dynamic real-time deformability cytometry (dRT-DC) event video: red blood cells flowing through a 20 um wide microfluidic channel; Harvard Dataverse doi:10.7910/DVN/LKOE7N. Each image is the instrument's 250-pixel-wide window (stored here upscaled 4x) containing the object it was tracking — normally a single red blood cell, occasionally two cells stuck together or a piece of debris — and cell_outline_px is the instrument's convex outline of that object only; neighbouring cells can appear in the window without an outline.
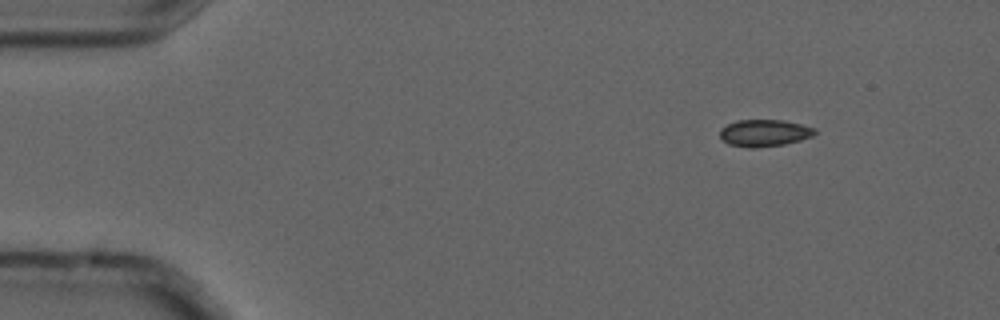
{"species": "common noctule bat (a hibernating species)", "species_latin": "Nyctalus noctula", "temperature_condition": "cold", "stored_images_in_passage": 3, "camera_frame_rate_fps": 3000, "um_per_image_px": 0.085, "animal": {"sex": "male", "forearm_length_mm": 52.5}, "frame": {"image": 1, "passage_image": 1, "time_ms": 0.0, "image_size_px": [1000, 320], "cell_outline_px": [[816, 132], [812, 136], [800, 140], [784, 144], [756, 148], [748, 148], [728, 144], [720, 140], [720, 128], [736, 120], [784, 120], [816, 128]], "centroid_in_image_um": [64.93, 11.31], "position_along_channel_um": 20.1, "area_um2": 15.03}}